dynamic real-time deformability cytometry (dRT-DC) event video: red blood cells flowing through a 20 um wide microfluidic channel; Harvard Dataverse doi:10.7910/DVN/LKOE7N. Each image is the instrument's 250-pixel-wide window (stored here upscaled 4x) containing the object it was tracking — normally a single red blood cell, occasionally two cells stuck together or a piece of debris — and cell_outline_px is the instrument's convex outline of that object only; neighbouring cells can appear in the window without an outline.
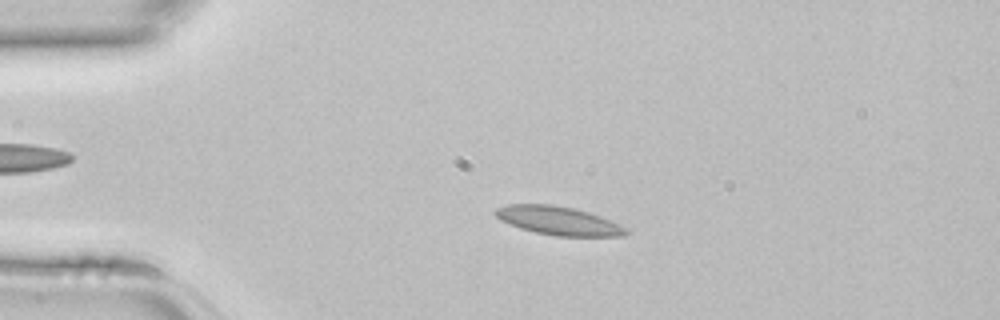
{"species": "common noctule bat (a hibernating species)", "species_latin": "Nyctalus noctula", "temperature_condition": "room temperature", "stored_images_in_passage": 37, "camera_frame_rate_fps": 3000, "um_per_image_px": 0.085, "animal": {"sex": "female", "body_mass_g": 22.7, "forearm_length_mm": 54.2}, "frame": {"image": 1, "passage_image": 2, "time_ms": 0.333, "image_size_px": [1000, 320], "cell_outline_px": [[628, 232], [624, 236], [556, 236], [536, 232], [520, 228], [500, 220], [492, 212], [496, 208], [508, 204], [552, 204], [572, 208], [588, 212], [600, 216], [620, 224]], "centroid_in_image_um": [47.43, 18.75], "position_along_channel_um": 37.6, "area_um2": 21.62}}
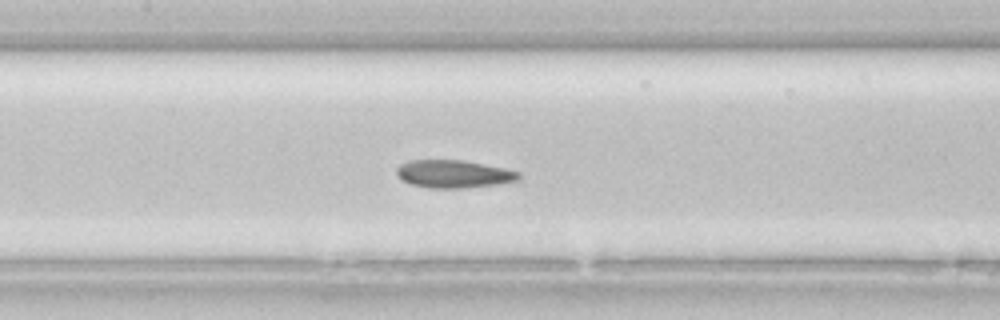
{"frame": {"image": 2, "passage_image": 13, "time_ms": 4.0, "image_size_px": [1000, 320], "cell_outline_px": [[520, 180], [496, 184], [468, 188], [428, 188], [412, 184], [400, 180], [396, 176], [396, 168], [400, 164], [408, 160], [464, 160], [504, 168], [520, 172]], "centroid_in_image_um": [38.53, 14.79], "position_along_channel_um": 168.9, "area_um2": 20.0}}
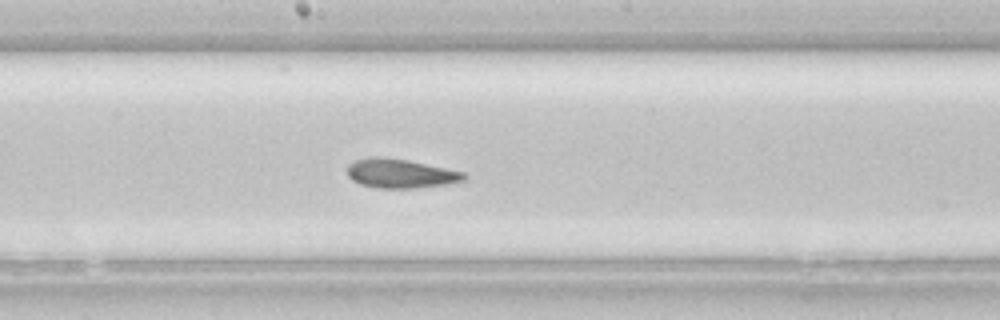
{"frame": {"image": 3, "passage_image": 16, "time_ms": 5.0, "image_size_px": [1000, 320], "cell_outline_px": [[464, 180], [448, 184], [412, 188], [376, 188], [360, 184], [352, 180], [348, 176], [348, 164], [356, 160], [372, 156], [376, 156], [408, 160], [464, 172]], "centroid_in_image_um": [34.0, 14.75], "position_along_channel_um": 214.2, "area_um2": 19.65}}